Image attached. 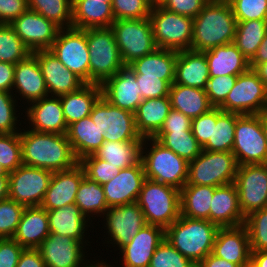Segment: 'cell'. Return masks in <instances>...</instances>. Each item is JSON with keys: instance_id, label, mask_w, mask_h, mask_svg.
<instances>
[{"instance_id": "6da1fadb", "label": "cell", "mask_w": 267, "mask_h": 267, "mask_svg": "<svg viewBox=\"0 0 267 267\" xmlns=\"http://www.w3.org/2000/svg\"><path fill=\"white\" fill-rule=\"evenodd\" d=\"M24 127L20 131L23 165L58 172L79 163L66 134L38 132Z\"/></svg>"}, {"instance_id": "7a4b0ae2", "label": "cell", "mask_w": 267, "mask_h": 267, "mask_svg": "<svg viewBox=\"0 0 267 267\" xmlns=\"http://www.w3.org/2000/svg\"><path fill=\"white\" fill-rule=\"evenodd\" d=\"M237 20L228 0H209L193 19L191 49L206 51L233 43Z\"/></svg>"}, {"instance_id": "3957f363", "label": "cell", "mask_w": 267, "mask_h": 267, "mask_svg": "<svg viewBox=\"0 0 267 267\" xmlns=\"http://www.w3.org/2000/svg\"><path fill=\"white\" fill-rule=\"evenodd\" d=\"M219 227L204 219L180 215L166 230L165 238L183 256L198 265L212 253Z\"/></svg>"}, {"instance_id": "277c9868", "label": "cell", "mask_w": 267, "mask_h": 267, "mask_svg": "<svg viewBox=\"0 0 267 267\" xmlns=\"http://www.w3.org/2000/svg\"><path fill=\"white\" fill-rule=\"evenodd\" d=\"M141 161L146 179L172 186L178 190H181L187 182L188 162L154 137L143 138Z\"/></svg>"}, {"instance_id": "5b68a950", "label": "cell", "mask_w": 267, "mask_h": 267, "mask_svg": "<svg viewBox=\"0 0 267 267\" xmlns=\"http://www.w3.org/2000/svg\"><path fill=\"white\" fill-rule=\"evenodd\" d=\"M148 225H156L166 230L180 213V190L145 179L137 199Z\"/></svg>"}, {"instance_id": "8992f818", "label": "cell", "mask_w": 267, "mask_h": 267, "mask_svg": "<svg viewBox=\"0 0 267 267\" xmlns=\"http://www.w3.org/2000/svg\"><path fill=\"white\" fill-rule=\"evenodd\" d=\"M89 48V83L102 84L125 65L112 29H86Z\"/></svg>"}, {"instance_id": "52a82bcc", "label": "cell", "mask_w": 267, "mask_h": 267, "mask_svg": "<svg viewBox=\"0 0 267 267\" xmlns=\"http://www.w3.org/2000/svg\"><path fill=\"white\" fill-rule=\"evenodd\" d=\"M110 28L114 33L125 66H129L135 60L152 53L158 48L149 17L118 19L111 24Z\"/></svg>"}, {"instance_id": "ba28073f", "label": "cell", "mask_w": 267, "mask_h": 267, "mask_svg": "<svg viewBox=\"0 0 267 267\" xmlns=\"http://www.w3.org/2000/svg\"><path fill=\"white\" fill-rule=\"evenodd\" d=\"M238 164L232 152L202 150L188 162L186 184L217 187L233 183Z\"/></svg>"}, {"instance_id": "9c48e42d", "label": "cell", "mask_w": 267, "mask_h": 267, "mask_svg": "<svg viewBox=\"0 0 267 267\" xmlns=\"http://www.w3.org/2000/svg\"><path fill=\"white\" fill-rule=\"evenodd\" d=\"M149 19L158 48L177 52L191 49L193 18L153 5Z\"/></svg>"}, {"instance_id": "30bf717a", "label": "cell", "mask_w": 267, "mask_h": 267, "mask_svg": "<svg viewBox=\"0 0 267 267\" xmlns=\"http://www.w3.org/2000/svg\"><path fill=\"white\" fill-rule=\"evenodd\" d=\"M232 153L238 166L267 163V142L261 127V114L236 113Z\"/></svg>"}, {"instance_id": "8fae6325", "label": "cell", "mask_w": 267, "mask_h": 267, "mask_svg": "<svg viewBox=\"0 0 267 267\" xmlns=\"http://www.w3.org/2000/svg\"><path fill=\"white\" fill-rule=\"evenodd\" d=\"M219 108L240 115L267 112V87L258 75L249 69L238 75L225 102Z\"/></svg>"}, {"instance_id": "7c38bea8", "label": "cell", "mask_w": 267, "mask_h": 267, "mask_svg": "<svg viewBox=\"0 0 267 267\" xmlns=\"http://www.w3.org/2000/svg\"><path fill=\"white\" fill-rule=\"evenodd\" d=\"M90 117L104 132V141H143L135 124V114L110 104L102 96L92 108Z\"/></svg>"}, {"instance_id": "4fadbf2b", "label": "cell", "mask_w": 267, "mask_h": 267, "mask_svg": "<svg viewBox=\"0 0 267 267\" xmlns=\"http://www.w3.org/2000/svg\"><path fill=\"white\" fill-rule=\"evenodd\" d=\"M58 60L84 83H89V48L86 29H60L49 49Z\"/></svg>"}, {"instance_id": "5bb4252c", "label": "cell", "mask_w": 267, "mask_h": 267, "mask_svg": "<svg viewBox=\"0 0 267 267\" xmlns=\"http://www.w3.org/2000/svg\"><path fill=\"white\" fill-rule=\"evenodd\" d=\"M101 218L104 221L102 228L107 231H104L106 233L104 235L108 234L103 245L105 246L106 243L107 246L110 244L117 247L115 251L130 242L147 224L144 213L137 202L109 207Z\"/></svg>"}, {"instance_id": "9a60e30c", "label": "cell", "mask_w": 267, "mask_h": 267, "mask_svg": "<svg viewBox=\"0 0 267 267\" xmlns=\"http://www.w3.org/2000/svg\"><path fill=\"white\" fill-rule=\"evenodd\" d=\"M52 175L49 170L22 164L9 173L8 198L25 207L40 206Z\"/></svg>"}, {"instance_id": "2e32d148", "label": "cell", "mask_w": 267, "mask_h": 267, "mask_svg": "<svg viewBox=\"0 0 267 267\" xmlns=\"http://www.w3.org/2000/svg\"><path fill=\"white\" fill-rule=\"evenodd\" d=\"M234 183L240 209L245 217L267 207V163L238 166Z\"/></svg>"}, {"instance_id": "e0dca14e", "label": "cell", "mask_w": 267, "mask_h": 267, "mask_svg": "<svg viewBox=\"0 0 267 267\" xmlns=\"http://www.w3.org/2000/svg\"><path fill=\"white\" fill-rule=\"evenodd\" d=\"M89 246L68 236L49 234L37 249L46 267H81L89 260L85 251Z\"/></svg>"}, {"instance_id": "ac0fdd59", "label": "cell", "mask_w": 267, "mask_h": 267, "mask_svg": "<svg viewBox=\"0 0 267 267\" xmlns=\"http://www.w3.org/2000/svg\"><path fill=\"white\" fill-rule=\"evenodd\" d=\"M9 25L31 52L50 49L60 30L53 22L30 9Z\"/></svg>"}, {"instance_id": "d6986e66", "label": "cell", "mask_w": 267, "mask_h": 267, "mask_svg": "<svg viewBox=\"0 0 267 267\" xmlns=\"http://www.w3.org/2000/svg\"><path fill=\"white\" fill-rule=\"evenodd\" d=\"M24 109L28 121V129L56 134H67L68 126L63 115V108L59 96H46L30 102Z\"/></svg>"}, {"instance_id": "ffe728a7", "label": "cell", "mask_w": 267, "mask_h": 267, "mask_svg": "<svg viewBox=\"0 0 267 267\" xmlns=\"http://www.w3.org/2000/svg\"><path fill=\"white\" fill-rule=\"evenodd\" d=\"M102 97L110 104L135 113L143 101L136 73L124 66L101 84Z\"/></svg>"}, {"instance_id": "44dd1931", "label": "cell", "mask_w": 267, "mask_h": 267, "mask_svg": "<svg viewBox=\"0 0 267 267\" xmlns=\"http://www.w3.org/2000/svg\"><path fill=\"white\" fill-rule=\"evenodd\" d=\"M164 238L165 230L162 227L146 224L119 249L117 254L122 256L119 257L122 267H149L155 250Z\"/></svg>"}, {"instance_id": "7402d4cb", "label": "cell", "mask_w": 267, "mask_h": 267, "mask_svg": "<svg viewBox=\"0 0 267 267\" xmlns=\"http://www.w3.org/2000/svg\"><path fill=\"white\" fill-rule=\"evenodd\" d=\"M145 177L142 161L121 169L115 177L103 184L108 207L137 202Z\"/></svg>"}, {"instance_id": "603a6c76", "label": "cell", "mask_w": 267, "mask_h": 267, "mask_svg": "<svg viewBox=\"0 0 267 267\" xmlns=\"http://www.w3.org/2000/svg\"><path fill=\"white\" fill-rule=\"evenodd\" d=\"M37 58L50 96H61L78 90L85 83L66 68L49 50H36Z\"/></svg>"}, {"instance_id": "cb8c5ba5", "label": "cell", "mask_w": 267, "mask_h": 267, "mask_svg": "<svg viewBox=\"0 0 267 267\" xmlns=\"http://www.w3.org/2000/svg\"><path fill=\"white\" fill-rule=\"evenodd\" d=\"M212 253L240 267H250L251 247L245 225L219 227Z\"/></svg>"}, {"instance_id": "d4e9b609", "label": "cell", "mask_w": 267, "mask_h": 267, "mask_svg": "<svg viewBox=\"0 0 267 267\" xmlns=\"http://www.w3.org/2000/svg\"><path fill=\"white\" fill-rule=\"evenodd\" d=\"M12 93L17 101L25 100L24 105L49 95L37 58L32 53L15 65Z\"/></svg>"}, {"instance_id": "484cf974", "label": "cell", "mask_w": 267, "mask_h": 267, "mask_svg": "<svg viewBox=\"0 0 267 267\" xmlns=\"http://www.w3.org/2000/svg\"><path fill=\"white\" fill-rule=\"evenodd\" d=\"M84 176L85 171L80 163L70 169L53 172L40 206L48 211L75 203L78 187Z\"/></svg>"}, {"instance_id": "4316f807", "label": "cell", "mask_w": 267, "mask_h": 267, "mask_svg": "<svg viewBox=\"0 0 267 267\" xmlns=\"http://www.w3.org/2000/svg\"><path fill=\"white\" fill-rule=\"evenodd\" d=\"M209 221L218 227H234L244 224L235 183L217 186L210 204Z\"/></svg>"}, {"instance_id": "83f0119b", "label": "cell", "mask_w": 267, "mask_h": 267, "mask_svg": "<svg viewBox=\"0 0 267 267\" xmlns=\"http://www.w3.org/2000/svg\"><path fill=\"white\" fill-rule=\"evenodd\" d=\"M47 212L50 234L68 236L83 244H90L86 235L90 234L89 227L94 226L93 221H90L75 203Z\"/></svg>"}, {"instance_id": "f1b7e54d", "label": "cell", "mask_w": 267, "mask_h": 267, "mask_svg": "<svg viewBox=\"0 0 267 267\" xmlns=\"http://www.w3.org/2000/svg\"><path fill=\"white\" fill-rule=\"evenodd\" d=\"M50 234L48 212L41 206L25 207L12 237L24 248L37 249Z\"/></svg>"}, {"instance_id": "f546056e", "label": "cell", "mask_w": 267, "mask_h": 267, "mask_svg": "<svg viewBox=\"0 0 267 267\" xmlns=\"http://www.w3.org/2000/svg\"><path fill=\"white\" fill-rule=\"evenodd\" d=\"M209 67L205 52L187 49L177 54L175 84L206 89Z\"/></svg>"}, {"instance_id": "4dcf8cb0", "label": "cell", "mask_w": 267, "mask_h": 267, "mask_svg": "<svg viewBox=\"0 0 267 267\" xmlns=\"http://www.w3.org/2000/svg\"><path fill=\"white\" fill-rule=\"evenodd\" d=\"M204 52L208 62L209 77L238 76L250 69V62L233 43Z\"/></svg>"}, {"instance_id": "1f68e13d", "label": "cell", "mask_w": 267, "mask_h": 267, "mask_svg": "<svg viewBox=\"0 0 267 267\" xmlns=\"http://www.w3.org/2000/svg\"><path fill=\"white\" fill-rule=\"evenodd\" d=\"M115 21L112 3L105 0H73L72 27L78 29L109 28Z\"/></svg>"}, {"instance_id": "d6a6232c", "label": "cell", "mask_w": 267, "mask_h": 267, "mask_svg": "<svg viewBox=\"0 0 267 267\" xmlns=\"http://www.w3.org/2000/svg\"><path fill=\"white\" fill-rule=\"evenodd\" d=\"M101 96V85L94 83H85L78 90L59 96L67 126L89 116Z\"/></svg>"}, {"instance_id": "836d02e7", "label": "cell", "mask_w": 267, "mask_h": 267, "mask_svg": "<svg viewBox=\"0 0 267 267\" xmlns=\"http://www.w3.org/2000/svg\"><path fill=\"white\" fill-rule=\"evenodd\" d=\"M171 109L169 96L144 99L134 113L136 129L141 137H154L162 128Z\"/></svg>"}, {"instance_id": "e575fe53", "label": "cell", "mask_w": 267, "mask_h": 267, "mask_svg": "<svg viewBox=\"0 0 267 267\" xmlns=\"http://www.w3.org/2000/svg\"><path fill=\"white\" fill-rule=\"evenodd\" d=\"M68 140L78 160L97 151L104 141V132L94 124L90 115L68 126Z\"/></svg>"}, {"instance_id": "d590c367", "label": "cell", "mask_w": 267, "mask_h": 267, "mask_svg": "<svg viewBox=\"0 0 267 267\" xmlns=\"http://www.w3.org/2000/svg\"><path fill=\"white\" fill-rule=\"evenodd\" d=\"M177 54V51L157 48L152 53L135 60L129 67L136 74L143 76H161L162 80L172 85L175 81Z\"/></svg>"}, {"instance_id": "8d00e7d4", "label": "cell", "mask_w": 267, "mask_h": 267, "mask_svg": "<svg viewBox=\"0 0 267 267\" xmlns=\"http://www.w3.org/2000/svg\"><path fill=\"white\" fill-rule=\"evenodd\" d=\"M172 109L193 119L214 108L209 102L205 89L173 83L169 90Z\"/></svg>"}, {"instance_id": "74e56055", "label": "cell", "mask_w": 267, "mask_h": 267, "mask_svg": "<svg viewBox=\"0 0 267 267\" xmlns=\"http://www.w3.org/2000/svg\"><path fill=\"white\" fill-rule=\"evenodd\" d=\"M214 189L212 186L185 184L180 190L181 215L209 221Z\"/></svg>"}, {"instance_id": "f35d334b", "label": "cell", "mask_w": 267, "mask_h": 267, "mask_svg": "<svg viewBox=\"0 0 267 267\" xmlns=\"http://www.w3.org/2000/svg\"><path fill=\"white\" fill-rule=\"evenodd\" d=\"M143 141H105L93 154L119 169L128 168L141 160Z\"/></svg>"}, {"instance_id": "ab89813d", "label": "cell", "mask_w": 267, "mask_h": 267, "mask_svg": "<svg viewBox=\"0 0 267 267\" xmlns=\"http://www.w3.org/2000/svg\"><path fill=\"white\" fill-rule=\"evenodd\" d=\"M75 204L80 211L92 221L102 215L109 208L105 198L103 186L84 176L81 180L76 194Z\"/></svg>"}, {"instance_id": "60d3db41", "label": "cell", "mask_w": 267, "mask_h": 267, "mask_svg": "<svg viewBox=\"0 0 267 267\" xmlns=\"http://www.w3.org/2000/svg\"><path fill=\"white\" fill-rule=\"evenodd\" d=\"M267 31V20H247L237 22L233 44L250 62Z\"/></svg>"}, {"instance_id": "b9f144b4", "label": "cell", "mask_w": 267, "mask_h": 267, "mask_svg": "<svg viewBox=\"0 0 267 267\" xmlns=\"http://www.w3.org/2000/svg\"><path fill=\"white\" fill-rule=\"evenodd\" d=\"M236 113L217 108V123H213L212 140L202 150L232 152L235 137Z\"/></svg>"}, {"instance_id": "7bdbcfd3", "label": "cell", "mask_w": 267, "mask_h": 267, "mask_svg": "<svg viewBox=\"0 0 267 267\" xmlns=\"http://www.w3.org/2000/svg\"><path fill=\"white\" fill-rule=\"evenodd\" d=\"M30 10L38 12L60 29L72 27L73 0H27Z\"/></svg>"}, {"instance_id": "ee69618b", "label": "cell", "mask_w": 267, "mask_h": 267, "mask_svg": "<svg viewBox=\"0 0 267 267\" xmlns=\"http://www.w3.org/2000/svg\"><path fill=\"white\" fill-rule=\"evenodd\" d=\"M154 138L187 162L193 161L202 151L192 132L157 133Z\"/></svg>"}, {"instance_id": "f6af8a7d", "label": "cell", "mask_w": 267, "mask_h": 267, "mask_svg": "<svg viewBox=\"0 0 267 267\" xmlns=\"http://www.w3.org/2000/svg\"><path fill=\"white\" fill-rule=\"evenodd\" d=\"M31 53L9 24H0V62L16 65Z\"/></svg>"}, {"instance_id": "bcb514c9", "label": "cell", "mask_w": 267, "mask_h": 267, "mask_svg": "<svg viewBox=\"0 0 267 267\" xmlns=\"http://www.w3.org/2000/svg\"><path fill=\"white\" fill-rule=\"evenodd\" d=\"M251 251L267 250V207L251 212L245 217Z\"/></svg>"}, {"instance_id": "7dc6e473", "label": "cell", "mask_w": 267, "mask_h": 267, "mask_svg": "<svg viewBox=\"0 0 267 267\" xmlns=\"http://www.w3.org/2000/svg\"><path fill=\"white\" fill-rule=\"evenodd\" d=\"M17 107L20 111V106H18V101L13 93L0 91V134L20 133L23 125L21 126L18 118L22 116L24 111L19 115L20 112L17 111Z\"/></svg>"}, {"instance_id": "c3c4849f", "label": "cell", "mask_w": 267, "mask_h": 267, "mask_svg": "<svg viewBox=\"0 0 267 267\" xmlns=\"http://www.w3.org/2000/svg\"><path fill=\"white\" fill-rule=\"evenodd\" d=\"M0 164L8 173L22 165L20 133L0 134Z\"/></svg>"}, {"instance_id": "681fc988", "label": "cell", "mask_w": 267, "mask_h": 267, "mask_svg": "<svg viewBox=\"0 0 267 267\" xmlns=\"http://www.w3.org/2000/svg\"><path fill=\"white\" fill-rule=\"evenodd\" d=\"M149 267H197V265L183 256L164 238L155 250Z\"/></svg>"}, {"instance_id": "f907efd6", "label": "cell", "mask_w": 267, "mask_h": 267, "mask_svg": "<svg viewBox=\"0 0 267 267\" xmlns=\"http://www.w3.org/2000/svg\"><path fill=\"white\" fill-rule=\"evenodd\" d=\"M79 163L85 171V176L100 185L112 180L121 170L117 166H112L109 162L97 158L94 154L83 157Z\"/></svg>"}, {"instance_id": "816d5d0a", "label": "cell", "mask_w": 267, "mask_h": 267, "mask_svg": "<svg viewBox=\"0 0 267 267\" xmlns=\"http://www.w3.org/2000/svg\"><path fill=\"white\" fill-rule=\"evenodd\" d=\"M25 206L7 198L0 200V238H12Z\"/></svg>"}, {"instance_id": "f5cc1de1", "label": "cell", "mask_w": 267, "mask_h": 267, "mask_svg": "<svg viewBox=\"0 0 267 267\" xmlns=\"http://www.w3.org/2000/svg\"><path fill=\"white\" fill-rule=\"evenodd\" d=\"M150 0H112V12L115 20L142 19L150 16Z\"/></svg>"}, {"instance_id": "db71d44e", "label": "cell", "mask_w": 267, "mask_h": 267, "mask_svg": "<svg viewBox=\"0 0 267 267\" xmlns=\"http://www.w3.org/2000/svg\"><path fill=\"white\" fill-rule=\"evenodd\" d=\"M237 22L267 20V0H228Z\"/></svg>"}, {"instance_id": "11a10c76", "label": "cell", "mask_w": 267, "mask_h": 267, "mask_svg": "<svg viewBox=\"0 0 267 267\" xmlns=\"http://www.w3.org/2000/svg\"><path fill=\"white\" fill-rule=\"evenodd\" d=\"M237 77L235 75L209 77L205 91L213 107L219 108L225 102Z\"/></svg>"}, {"instance_id": "9f6ffc18", "label": "cell", "mask_w": 267, "mask_h": 267, "mask_svg": "<svg viewBox=\"0 0 267 267\" xmlns=\"http://www.w3.org/2000/svg\"><path fill=\"white\" fill-rule=\"evenodd\" d=\"M136 80L141 90L142 99H155L169 96L170 84L161 76H143L136 74Z\"/></svg>"}, {"instance_id": "6f0895ef", "label": "cell", "mask_w": 267, "mask_h": 267, "mask_svg": "<svg viewBox=\"0 0 267 267\" xmlns=\"http://www.w3.org/2000/svg\"><path fill=\"white\" fill-rule=\"evenodd\" d=\"M213 123H217V108L192 119V133L198 144L203 147L212 140Z\"/></svg>"}, {"instance_id": "680465c9", "label": "cell", "mask_w": 267, "mask_h": 267, "mask_svg": "<svg viewBox=\"0 0 267 267\" xmlns=\"http://www.w3.org/2000/svg\"><path fill=\"white\" fill-rule=\"evenodd\" d=\"M209 0H163L164 9L179 15L195 18Z\"/></svg>"}, {"instance_id": "91938a15", "label": "cell", "mask_w": 267, "mask_h": 267, "mask_svg": "<svg viewBox=\"0 0 267 267\" xmlns=\"http://www.w3.org/2000/svg\"><path fill=\"white\" fill-rule=\"evenodd\" d=\"M24 249L13 238H0V267H16Z\"/></svg>"}, {"instance_id": "94428289", "label": "cell", "mask_w": 267, "mask_h": 267, "mask_svg": "<svg viewBox=\"0 0 267 267\" xmlns=\"http://www.w3.org/2000/svg\"><path fill=\"white\" fill-rule=\"evenodd\" d=\"M192 119L178 110L171 109L158 133L192 132Z\"/></svg>"}, {"instance_id": "6125c7cd", "label": "cell", "mask_w": 267, "mask_h": 267, "mask_svg": "<svg viewBox=\"0 0 267 267\" xmlns=\"http://www.w3.org/2000/svg\"><path fill=\"white\" fill-rule=\"evenodd\" d=\"M28 9L27 0H0V24H10Z\"/></svg>"}, {"instance_id": "be15d7a7", "label": "cell", "mask_w": 267, "mask_h": 267, "mask_svg": "<svg viewBox=\"0 0 267 267\" xmlns=\"http://www.w3.org/2000/svg\"><path fill=\"white\" fill-rule=\"evenodd\" d=\"M16 267H46L38 249L25 248Z\"/></svg>"}, {"instance_id": "e7e4bbea", "label": "cell", "mask_w": 267, "mask_h": 267, "mask_svg": "<svg viewBox=\"0 0 267 267\" xmlns=\"http://www.w3.org/2000/svg\"><path fill=\"white\" fill-rule=\"evenodd\" d=\"M15 76V64L0 62V91L11 92Z\"/></svg>"}, {"instance_id": "03108f58", "label": "cell", "mask_w": 267, "mask_h": 267, "mask_svg": "<svg viewBox=\"0 0 267 267\" xmlns=\"http://www.w3.org/2000/svg\"><path fill=\"white\" fill-rule=\"evenodd\" d=\"M197 267H240L230 261L215 256L213 253L208 254Z\"/></svg>"}, {"instance_id": "003e7915", "label": "cell", "mask_w": 267, "mask_h": 267, "mask_svg": "<svg viewBox=\"0 0 267 267\" xmlns=\"http://www.w3.org/2000/svg\"><path fill=\"white\" fill-rule=\"evenodd\" d=\"M264 62H267V31L264 36V39L258 47L256 55L250 61V64H261Z\"/></svg>"}, {"instance_id": "a7ac6f4b", "label": "cell", "mask_w": 267, "mask_h": 267, "mask_svg": "<svg viewBox=\"0 0 267 267\" xmlns=\"http://www.w3.org/2000/svg\"><path fill=\"white\" fill-rule=\"evenodd\" d=\"M250 267H267V250L251 251Z\"/></svg>"}, {"instance_id": "89a4df30", "label": "cell", "mask_w": 267, "mask_h": 267, "mask_svg": "<svg viewBox=\"0 0 267 267\" xmlns=\"http://www.w3.org/2000/svg\"><path fill=\"white\" fill-rule=\"evenodd\" d=\"M250 69L258 75L260 80L267 87V62L261 64H250Z\"/></svg>"}, {"instance_id": "2644e50d", "label": "cell", "mask_w": 267, "mask_h": 267, "mask_svg": "<svg viewBox=\"0 0 267 267\" xmlns=\"http://www.w3.org/2000/svg\"><path fill=\"white\" fill-rule=\"evenodd\" d=\"M9 176H0V200L8 198Z\"/></svg>"}, {"instance_id": "8c879c8a", "label": "cell", "mask_w": 267, "mask_h": 267, "mask_svg": "<svg viewBox=\"0 0 267 267\" xmlns=\"http://www.w3.org/2000/svg\"><path fill=\"white\" fill-rule=\"evenodd\" d=\"M95 259H92L91 260L89 259L83 266L81 267H115V265H110L109 263H106V261L101 260V259H96L95 261H93ZM98 260V261H97ZM92 261V262H91ZM96 262V263H95Z\"/></svg>"}, {"instance_id": "753ad0ef", "label": "cell", "mask_w": 267, "mask_h": 267, "mask_svg": "<svg viewBox=\"0 0 267 267\" xmlns=\"http://www.w3.org/2000/svg\"><path fill=\"white\" fill-rule=\"evenodd\" d=\"M261 127L267 142V112L261 113Z\"/></svg>"}, {"instance_id": "34e18365", "label": "cell", "mask_w": 267, "mask_h": 267, "mask_svg": "<svg viewBox=\"0 0 267 267\" xmlns=\"http://www.w3.org/2000/svg\"><path fill=\"white\" fill-rule=\"evenodd\" d=\"M0 176H9V173L5 170V168L0 164Z\"/></svg>"}, {"instance_id": "11e5206c", "label": "cell", "mask_w": 267, "mask_h": 267, "mask_svg": "<svg viewBox=\"0 0 267 267\" xmlns=\"http://www.w3.org/2000/svg\"><path fill=\"white\" fill-rule=\"evenodd\" d=\"M163 2V0H150V3L152 5H160Z\"/></svg>"}, {"instance_id": "2a66077c", "label": "cell", "mask_w": 267, "mask_h": 267, "mask_svg": "<svg viewBox=\"0 0 267 267\" xmlns=\"http://www.w3.org/2000/svg\"><path fill=\"white\" fill-rule=\"evenodd\" d=\"M105 2H107V3H112V0H105Z\"/></svg>"}]
</instances>
